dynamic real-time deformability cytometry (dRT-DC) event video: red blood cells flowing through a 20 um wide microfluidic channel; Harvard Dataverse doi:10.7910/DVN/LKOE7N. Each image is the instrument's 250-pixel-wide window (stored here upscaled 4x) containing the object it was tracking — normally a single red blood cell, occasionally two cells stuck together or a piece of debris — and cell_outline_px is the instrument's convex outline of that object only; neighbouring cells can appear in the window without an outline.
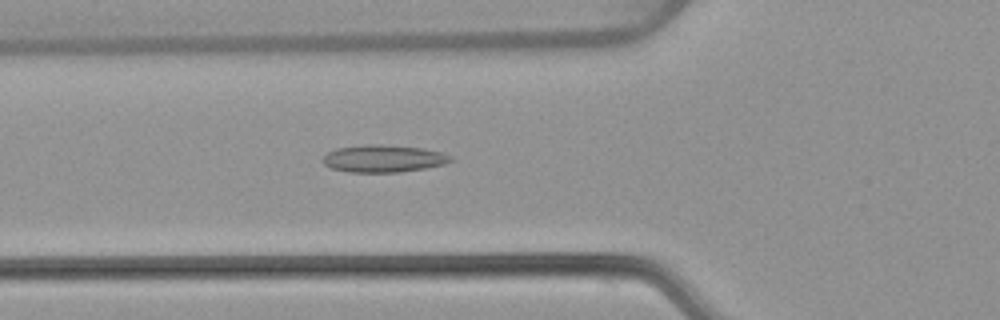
{"species": "common noctule bat (a hibernating species)", "species_latin": "Nyctalus noctula", "temperature_condition": "warm", "stored_images_in_passage": 53, "camera_frame_rate_fps": 3000, "um_per_image_px": 0.085, "animal": {"sex": "female", "body_mass_g": 22.7, "forearm_length_mm": 54.2}, "frame": {"image": 1, "passage_image": 19, "time_ms": 6.0, "image_size_px": [1000, 320], "cell_outline_px": [[452, 160], [444, 164], [424, 168], [400, 172], [348, 172], [332, 168], [324, 164], [324, 156], [328, 152], [336, 148], [364, 144], [380, 144], [424, 148], [444, 152], [452, 156]], "centroid_in_image_um": [32.62, 13.47], "position_along_channel_um": 93.2, "area_um2": 20.4}}
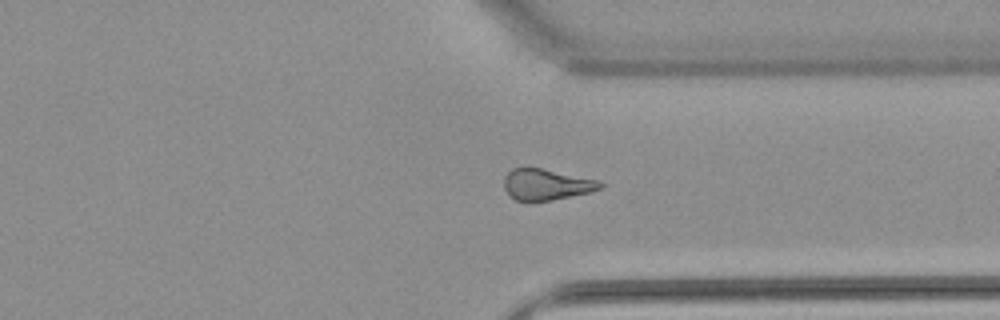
{"frame": {"image": 2, "passage_image": 40, "time_ms": 13.0, "image_size_px": [1000, 320], "cell_outline_px": [[604, 188], [588, 192], [552, 200], [532, 204], [516, 200], [504, 188], [504, 176], [512, 168], [540, 168], [600, 180], [604, 184]], "centroid_in_image_um": [46.44, 15.71], "position_along_channel_um": 365.0, "area_um2": 17.69}}
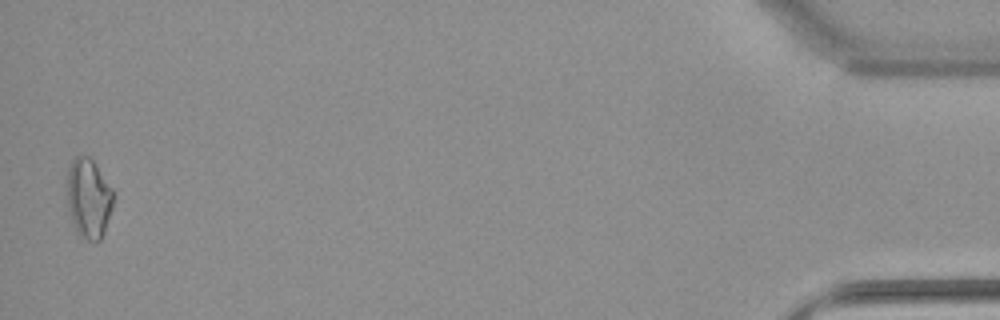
{"frame": {"image": 3, "passage_image": 52, "time_ms": 17.0, "image_size_px": [1000, 320], "cell_outline_px": [[112, 208], [104, 232], [100, 240], [88, 240], [76, 228], [72, 220], [68, 208], [68, 168], [72, 160], [76, 156], [88, 156], [92, 160], [112, 188]], "centroid_in_image_um": [7.54, 16.82], "position_along_channel_um": 427.7, "area_um2": 20.75}, "authors_computed_cell_mechanics": {"area_um2": 18.6694, "velocity_mm_per_s": 3.8818, "shape_relaxation_time_tau1_ms": null, "shape_relaxation_time_tau2_ms": 5.8871, "deformation_change_tau1": null, "deformation_change_tau2": 0.1611}}